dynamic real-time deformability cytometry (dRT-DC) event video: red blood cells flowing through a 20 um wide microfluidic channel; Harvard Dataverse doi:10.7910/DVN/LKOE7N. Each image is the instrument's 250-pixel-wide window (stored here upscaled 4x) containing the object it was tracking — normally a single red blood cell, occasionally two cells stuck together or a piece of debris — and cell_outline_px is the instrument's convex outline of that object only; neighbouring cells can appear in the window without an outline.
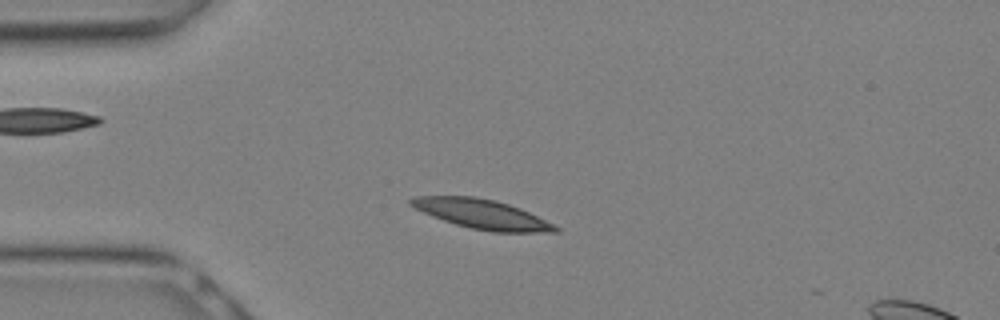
{"species": "Egyptian fruit bat (a non-hibernating species)", "species_latin": "Rousettus aegyptiacus", "temperature_condition": "warm", "stored_images_in_passage": 6, "camera_frame_rate_fps": 3000, "um_per_image_px": 0.085, "animal": {"sex": "female"}, "frame": {"image": 1, "passage_image": 4, "time_ms": 1.0, "image_size_px": [1000, 320], "cell_outline_px": [[560, 232], [492, 232], [472, 228], [456, 224], [432, 216], [408, 204], [408, 200], [412, 196], [476, 196], [496, 200], [520, 208], [560, 228]], "centroid_in_image_um": [40.94, 18.19], "position_along_channel_um": 44.1, "area_um2": 24.57}}